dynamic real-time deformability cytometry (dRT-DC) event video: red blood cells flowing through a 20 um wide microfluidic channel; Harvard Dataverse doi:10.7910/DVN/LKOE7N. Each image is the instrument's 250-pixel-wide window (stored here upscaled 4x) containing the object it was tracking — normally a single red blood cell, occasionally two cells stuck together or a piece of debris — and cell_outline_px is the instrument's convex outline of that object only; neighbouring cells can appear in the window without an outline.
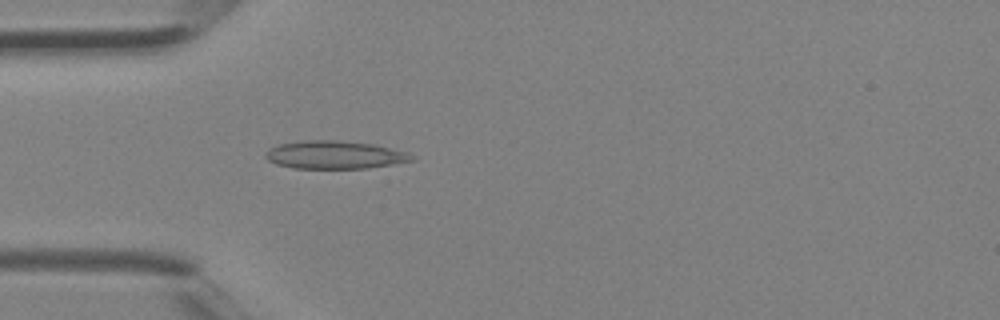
{"species": "Egyptian fruit bat (a non-hibernating species)", "species_latin": "Rousettus aegyptiacus", "temperature_condition": "room temperature", "stored_images_in_passage": 1, "camera_frame_rate_fps": 3000, "um_per_image_px": 0.085, "animal": {"sex": "female"}, "frame": {"image": 1, "passage_image": 1, "time_ms": 0.0, "image_size_px": [1000, 320], "cell_outline_px": [[416, 160], [368, 168], [292, 168], [276, 164], [268, 160], [264, 156], [264, 152], [268, 148], [280, 144], [304, 140], [336, 140], [376, 144], [408, 152], [416, 156]], "centroid_in_image_um": [28.47, 13.16], "position_along_channel_um": 56.5, "area_um2": 24.1}}